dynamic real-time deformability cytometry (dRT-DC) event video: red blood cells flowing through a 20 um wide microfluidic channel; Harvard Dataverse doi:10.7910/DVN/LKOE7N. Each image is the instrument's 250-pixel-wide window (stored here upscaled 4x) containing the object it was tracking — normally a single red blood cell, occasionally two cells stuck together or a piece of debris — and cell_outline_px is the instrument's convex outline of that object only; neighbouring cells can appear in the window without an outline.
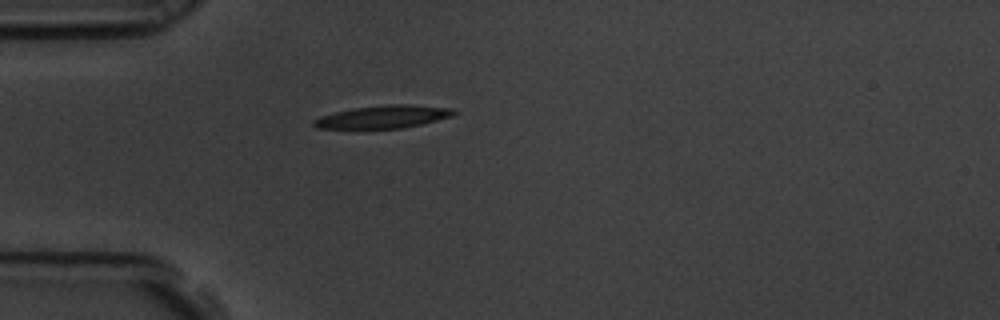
{"species": "common noctule bat (a hibernating species)", "species_latin": "Nyctalus noctula", "temperature_condition": "room temperature", "stored_images_in_passage": 1, "camera_frame_rate_fps": 3000, "um_per_image_px": 0.085, "animal": {"sex": "male", "body_mass_g": 19.5, "forearm_length_mm": 54.6}, "frame": {"image": 1, "passage_image": 1, "time_ms": 0.0, "image_size_px": [1000, 320], "cell_outline_px": [[456, 112], [452, 116], [404, 128], [316, 128], [312, 124], [312, 120], [320, 116], [336, 112], [356, 108], [388, 104], [408, 104], [456, 108]], "centroid_in_image_um": [32.6, 9.92], "position_along_channel_um": 52.4, "area_um2": 18.44}}